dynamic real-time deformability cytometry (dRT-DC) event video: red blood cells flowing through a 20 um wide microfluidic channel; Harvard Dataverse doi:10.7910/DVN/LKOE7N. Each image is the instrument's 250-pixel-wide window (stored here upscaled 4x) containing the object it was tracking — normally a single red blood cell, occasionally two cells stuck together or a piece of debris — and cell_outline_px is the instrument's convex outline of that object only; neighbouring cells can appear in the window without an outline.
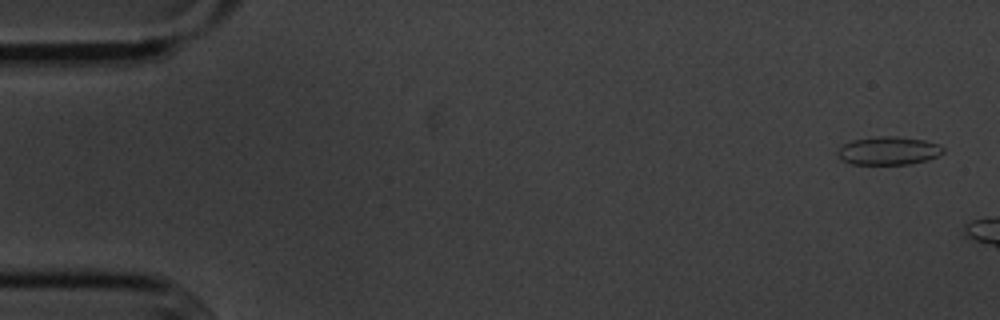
{"species": "common noctule bat (a hibernating species)", "species_latin": "Nyctalus noctula", "temperature_condition": "cold", "stored_images_in_passage": 3, "camera_frame_rate_fps": 3000, "um_per_image_px": 0.085, "animal": {"sex": "male", "body_mass_g": 20.1, "forearm_length_mm": 53.5}, "frame": {"image": 1, "passage_image": 1, "time_ms": 0.0, "image_size_px": [1000, 320], "cell_outline_px": [[944, 152], [928, 160], [908, 164], [852, 164], [840, 160], [836, 156], [836, 152], [844, 144], [852, 140], [880, 136], [896, 136], [924, 140], [940, 144], [944, 148]], "centroid_in_image_um": [75.51, 12.81], "position_along_channel_um": 9.5, "area_um2": 17.46}}